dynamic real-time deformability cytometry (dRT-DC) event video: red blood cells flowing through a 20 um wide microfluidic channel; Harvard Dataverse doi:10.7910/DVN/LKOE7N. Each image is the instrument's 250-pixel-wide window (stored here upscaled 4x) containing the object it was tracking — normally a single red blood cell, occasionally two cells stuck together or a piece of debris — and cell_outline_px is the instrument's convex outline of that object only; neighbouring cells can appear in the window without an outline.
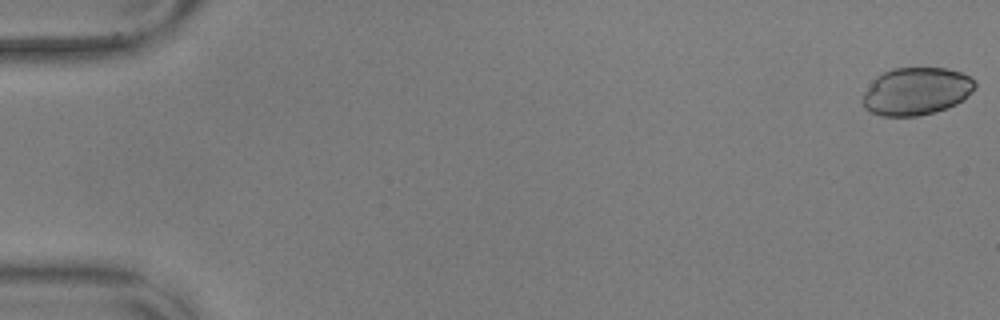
{"species": "common noctule bat (a hibernating species)", "species_latin": "Nyctalus noctula", "temperature_condition": "warm", "stored_images_in_passage": 19, "camera_frame_rate_fps": 3000, "um_per_image_px": 0.085, "animal": {"sex": "male", "body_mass_g": 17.9, "forearm_length_mm": 54.2}, "frame": {"image": 1, "passage_image": 1, "time_ms": 0.0, "image_size_px": [1000, 320], "cell_outline_px": [[976, 88], [964, 100], [956, 104], [936, 112], [920, 116], [884, 116], [872, 112], [864, 108], [864, 92], [872, 80], [876, 76], [892, 68], [948, 68], [960, 72], [968, 76], [976, 84]], "centroid_in_image_um": [77.9, 7.76], "position_along_channel_um": 7.1, "area_um2": 31.21}}
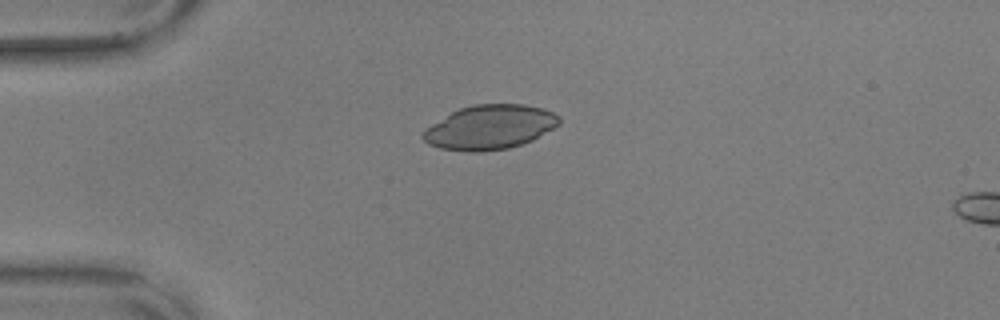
{"frame": {"image": 2, "passage_image": 15, "time_ms": 4.667, "image_size_px": [1000, 320], "cell_outline_px": [[560, 124], [532, 140], [508, 148], [480, 152], [468, 152], [440, 148], [428, 144], [420, 136], [424, 128], [452, 112], [460, 108], [472, 104], [524, 104], [540, 108], [552, 112], [560, 116]], "centroid_in_image_um": [41.6, 10.81], "position_along_channel_um": 43.4, "area_um2": 35.2}}